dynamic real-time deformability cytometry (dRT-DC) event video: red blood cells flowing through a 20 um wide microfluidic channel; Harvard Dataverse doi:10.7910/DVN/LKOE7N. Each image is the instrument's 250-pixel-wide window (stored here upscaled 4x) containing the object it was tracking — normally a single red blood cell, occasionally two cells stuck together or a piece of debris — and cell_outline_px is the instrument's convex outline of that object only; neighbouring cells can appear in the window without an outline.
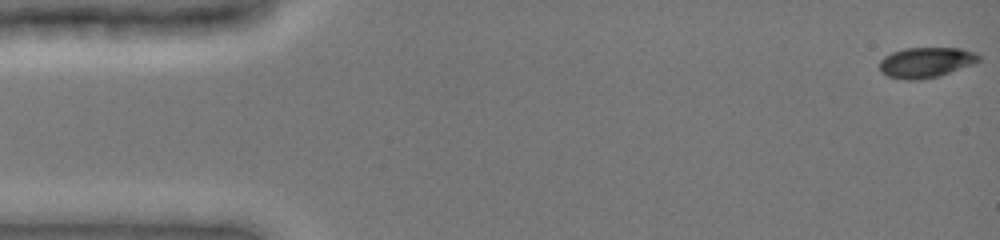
{"species": "common noctule bat (a hibernating species)", "species_latin": "Nyctalus noctula", "temperature_condition": "cold", "stored_images_in_passage": 49, "camera_frame_rate_fps": 3000, "um_per_image_px": 0.085, "animal": {"sex": "female", "body_mass_g": 19.0, "forearm_length_mm": 51.5}, "frame": {"image": 1, "passage_image": 1, "time_ms": 0.0, "image_size_px": [1000, 240], "cell_outline_px": [[980, 60], [976, 64], [940, 76], [916, 80], [908, 80], [888, 76], [880, 72], [880, 60], [884, 56], [892, 52], [904, 48], [960, 48], [976, 52], [980, 56]], "centroid_in_image_um": [78.74, 5.3], "position_along_channel_um": 6.3, "area_um2": 17.8}}
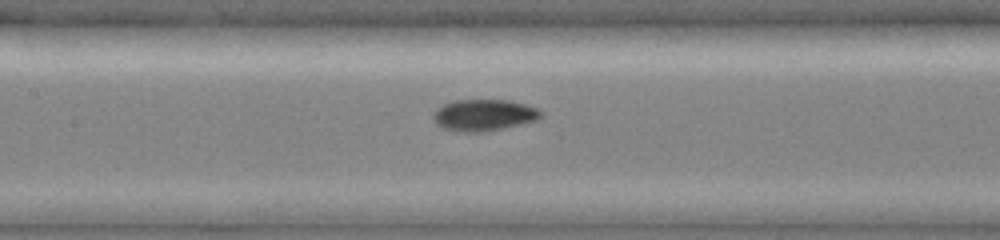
{"frame": {"image": 2, "passage_image": 23, "time_ms": 7.333, "image_size_px": [1000, 240], "cell_outline_px": [[544, 112], [536, 120], [504, 128], [484, 132], [460, 132], [444, 128], [436, 124], [432, 116], [436, 108], [452, 100], [508, 100], [528, 104]], "centroid_in_image_um": [41.11, 9.78], "position_along_channel_um": 166.3, "area_um2": 19.88}}
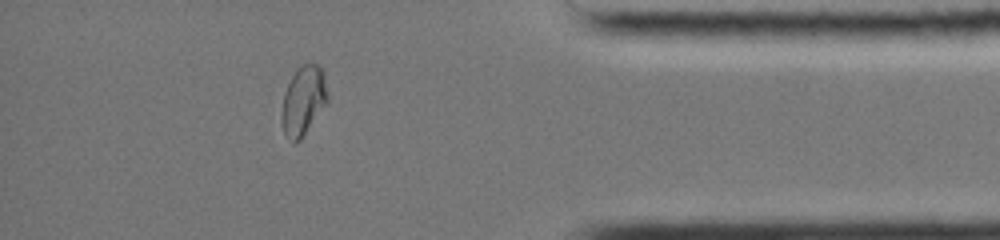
{"frame": {"image": 3, "passage_image": 43, "time_ms": 14.0, "image_size_px": [1000, 240], "cell_outline_px": [[328, 100], [300, 140], [292, 140], [284, 136], [280, 120], [280, 112], [284, 92], [296, 68], [304, 64], [316, 64], [324, 72], [328, 92]], "centroid_in_image_um": [25.75, 8.54], "position_along_channel_um": 409.4, "area_um2": 18.5}}